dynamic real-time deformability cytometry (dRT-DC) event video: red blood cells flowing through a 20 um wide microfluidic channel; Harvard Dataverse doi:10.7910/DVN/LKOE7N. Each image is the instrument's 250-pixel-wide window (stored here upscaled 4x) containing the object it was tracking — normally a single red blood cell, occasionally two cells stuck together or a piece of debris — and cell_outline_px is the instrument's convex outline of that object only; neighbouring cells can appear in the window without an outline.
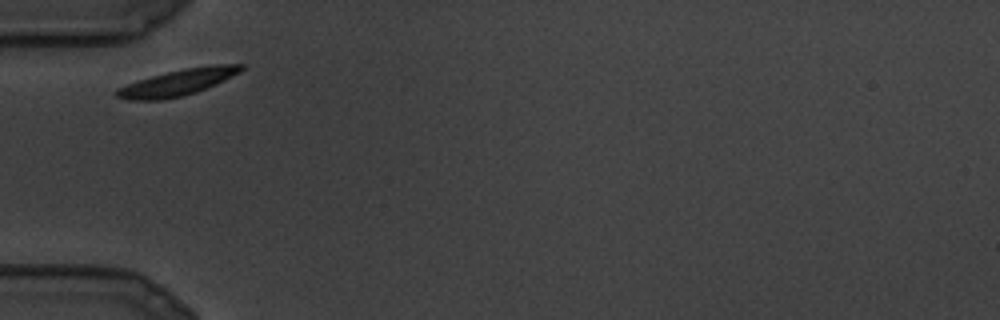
{"species": "common noctule bat (a hibernating species)", "species_latin": "Nyctalus noctula", "temperature_condition": "cold", "stored_images_in_passage": 16, "camera_frame_rate_fps": 3000, "um_per_image_px": 0.085, "animal": {"sex": "male", "body_mass_g": 19.5, "forearm_length_mm": 54.6}, "frame": {"image": 1, "passage_image": 1, "time_ms": 0.0, "image_size_px": [1000, 320], "cell_outline_px": [[244, 68], [240, 72], [216, 84], [196, 92], [184, 96], [160, 100], [128, 100], [116, 96], [116, 88], [152, 76], [184, 68], [208, 64], [244, 64]], "centroid_in_image_um": [15.15, 7.0], "position_along_channel_um": 69.9, "area_um2": 18.96}}
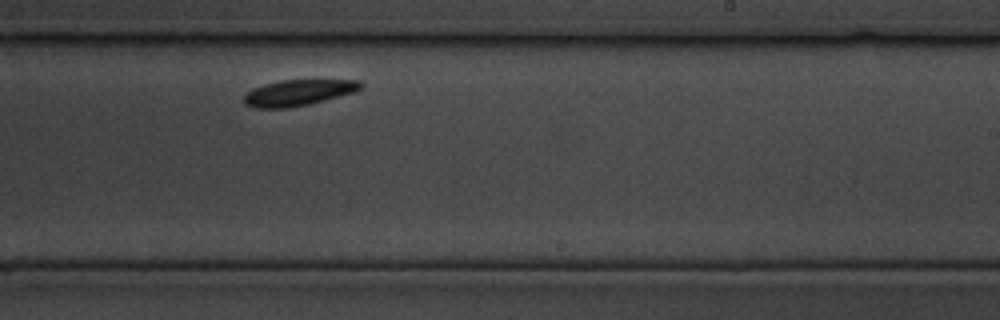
{"frame": {"image": 2, "passage_image": 10, "time_ms": 3.0, "image_size_px": [1000, 320], "cell_outline_px": [[364, 88], [356, 92], [308, 104], [288, 108], [256, 108], [244, 104], [244, 96], [252, 88], [264, 84], [280, 80], [360, 80], [364, 84]], "centroid_in_image_um": [25.39, 7.87], "position_along_channel_um": 263.6, "area_um2": 17.8}}
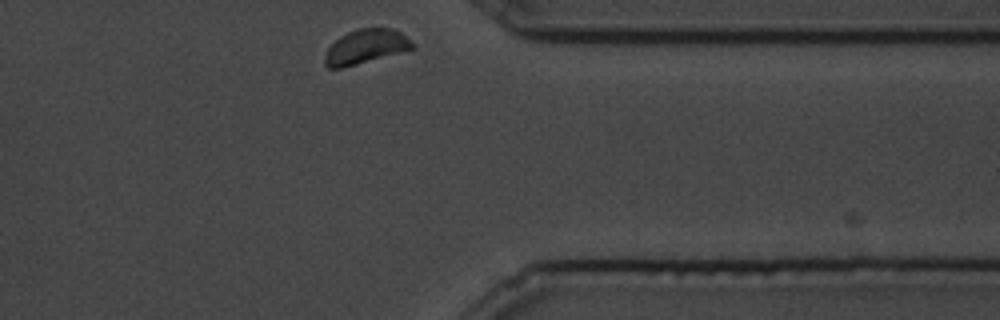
{"frame": {"image": 3, "passage_image": 16, "time_ms": 5.0, "image_size_px": [1000, 320], "cell_outline_px": [[416, 48], [356, 64], [340, 68], [328, 68], [324, 64], [324, 56], [328, 48], [340, 36], [356, 28], [392, 28], [400, 32], [416, 44]], "centroid_in_image_um": [31.09, 3.95], "position_along_channel_um": 380.3, "area_um2": 17.46}}